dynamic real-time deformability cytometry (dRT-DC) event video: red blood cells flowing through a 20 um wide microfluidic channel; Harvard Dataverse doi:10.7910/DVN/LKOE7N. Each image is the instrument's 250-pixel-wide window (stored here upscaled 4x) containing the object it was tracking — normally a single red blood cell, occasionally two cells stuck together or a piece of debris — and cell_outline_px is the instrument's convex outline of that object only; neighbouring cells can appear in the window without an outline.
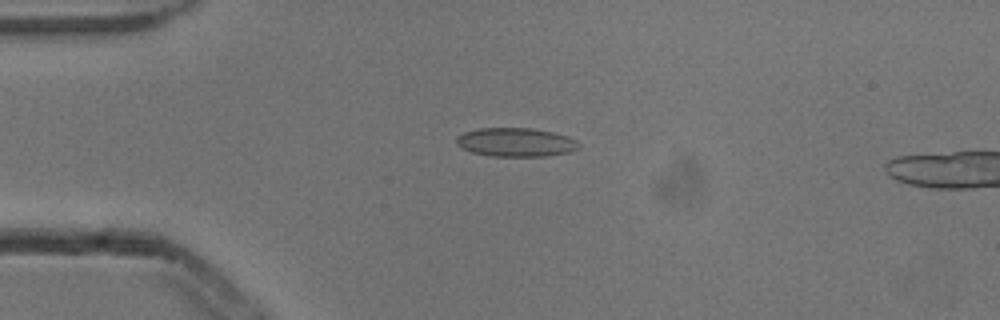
{"species": "common noctule bat (a hibernating species)", "species_latin": "Nyctalus noctula", "temperature_condition": "cold", "stored_images_in_passage": 5, "camera_frame_rate_fps": 3000, "um_per_image_px": 0.085, "animal": {"sex": "male", "body_mass_g": 13.3}, "frame": {"image": 1, "passage_image": 4, "time_ms": 1.0, "image_size_px": [1000, 320], "cell_outline_px": [[580, 148], [568, 152], [548, 156], [488, 156], [472, 152], [460, 148], [456, 144], [456, 136], [464, 132], [480, 128], [532, 128], [552, 132], [568, 136], [576, 140], [580, 144]], "centroid_in_image_um": [43.83, 12.09], "position_along_channel_um": 41.2, "area_um2": 20.69}}